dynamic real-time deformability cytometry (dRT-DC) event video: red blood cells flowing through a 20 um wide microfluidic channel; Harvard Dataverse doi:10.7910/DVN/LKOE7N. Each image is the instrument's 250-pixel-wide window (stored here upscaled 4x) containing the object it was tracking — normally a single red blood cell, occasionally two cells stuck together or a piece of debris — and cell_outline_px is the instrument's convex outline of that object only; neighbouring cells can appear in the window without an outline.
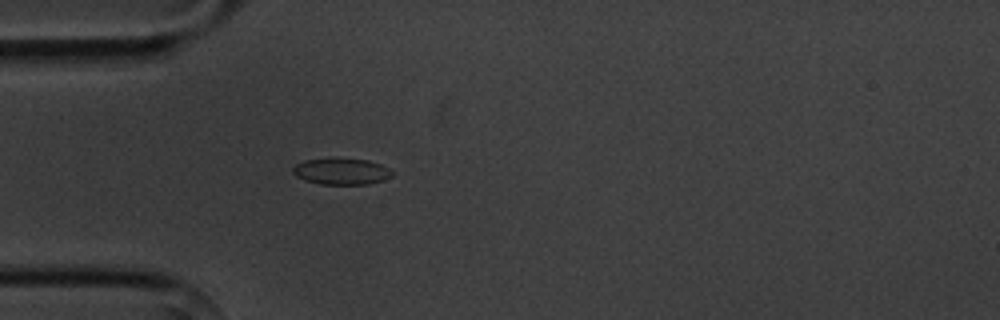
{"species": "common noctule bat (a hibernating species)", "species_latin": "Nyctalus noctula", "temperature_condition": "cold", "stored_images_in_passage": 1, "camera_frame_rate_fps": 3000, "um_per_image_px": 0.085, "animal": {"sex": "male", "body_mass_g": 20.1, "forearm_length_mm": 53.5}, "frame": {"image": 1, "passage_image": 1, "time_ms": 0.0, "image_size_px": [1000, 320], "cell_outline_px": [[396, 172], [392, 176], [384, 180], [368, 184], [320, 184], [304, 180], [296, 176], [292, 172], [292, 168], [296, 164], [304, 160], [332, 156], [368, 160], [380, 164]], "centroid_in_image_um": [29.01, 14.54], "position_along_channel_um": 56.0, "area_um2": 15.84}}